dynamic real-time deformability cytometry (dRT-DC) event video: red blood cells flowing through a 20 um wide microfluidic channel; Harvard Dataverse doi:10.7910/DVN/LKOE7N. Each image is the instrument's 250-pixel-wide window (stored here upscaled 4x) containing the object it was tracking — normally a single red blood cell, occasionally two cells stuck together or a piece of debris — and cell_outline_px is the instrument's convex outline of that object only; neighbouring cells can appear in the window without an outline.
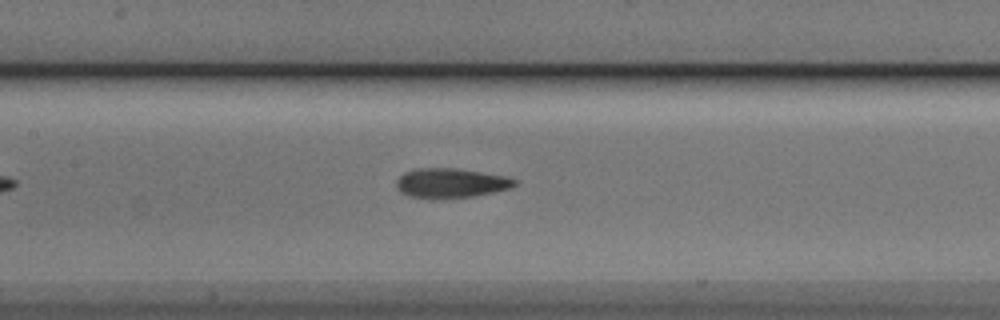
{"species": "Egyptian fruit bat (a non-hibernating species)", "species_latin": "Rousettus aegyptiacus", "temperature_condition": "cold", "stored_images_in_passage": 26, "camera_frame_rate_fps": 3000, "um_per_image_px": 0.085, "animal": {"sex": "male"}, "frame": {"image": 1, "passage_image": 13, "time_ms": 4.0, "image_size_px": [1000, 320], "cell_outline_px": [[516, 184], [512, 188], [476, 196], [436, 200], [408, 196], [400, 192], [396, 188], [396, 180], [404, 172], [416, 168], [456, 168], [508, 176], [516, 180]], "centroid_in_image_um": [38.3, 15.58], "position_along_channel_um": 169.1, "area_um2": 20.92}}
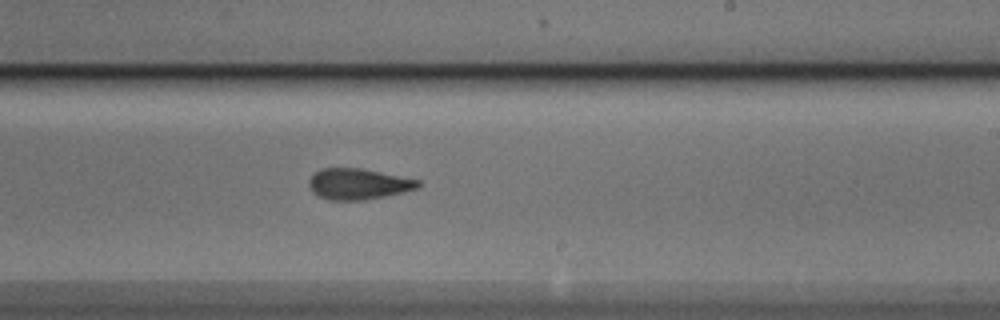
{"frame": {"image": 2, "passage_image": 20, "time_ms": 6.333, "image_size_px": [1000, 320], "cell_outline_px": [[420, 188], [404, 192], [364, 200], [328, 200], [312, 192], [308, 184], [308, 180], [320, 168], [360, 168], [420, 180]], "centroid_in_image_um": [30.45, 15.64], "position_along_channel_um": 258.5, "area_um2": 19.65}}
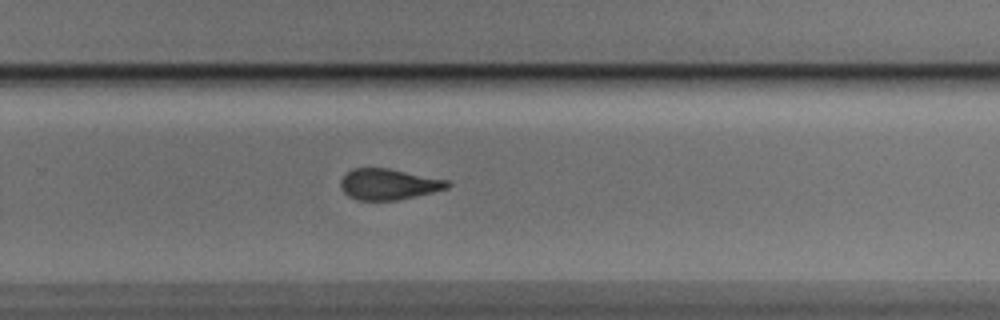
{"frame": {"image": 3, "passage_image": 23, "time_ms": 7.333, "image_size_px": [1000, 320], "cell_outline_px": [[452, 184], [448, 188], [432, 192], [396, 200], [356, 200], [348, 196], [340, 188], [340, 180], [352, 168], [388, 168], [448, 180]], "centroid_in_image_um": [33.01, 15.66], "position_along_channel_um": 296.8, "area_um2": 19.19}}